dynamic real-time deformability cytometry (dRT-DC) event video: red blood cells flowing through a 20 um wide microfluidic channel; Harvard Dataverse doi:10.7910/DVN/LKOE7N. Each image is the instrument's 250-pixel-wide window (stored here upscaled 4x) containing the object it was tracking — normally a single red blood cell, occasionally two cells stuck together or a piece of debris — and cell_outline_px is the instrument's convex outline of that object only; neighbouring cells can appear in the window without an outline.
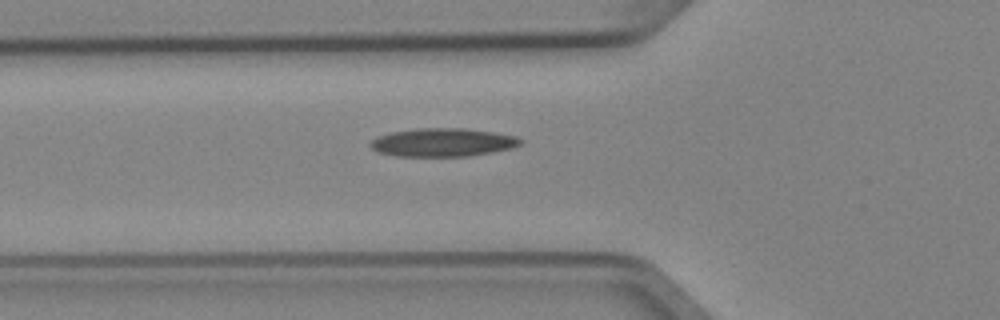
{"species": "Egyptian fruit bat (a non-hibernating species)", "species_latin": "Rousettus aegyptiacus", "temperature_condition": "cold", "stored_images_in_passage": 4, "camera_frame_rate_fps": 3000, "um_per_image_px": 0.085, "animal": {"sex": "female"}, "frame": {"image": 1, "passage_image": 4, "time_ms": 1.0, "image_size_px": [1000, 320], "cell_outline_px": [[524, 140], [520, 144], [512, 148], [492, 152], [468, 156], [396, 156], [376, 152], [368, 144], [376, 136], [392, 132], [416, 128], [464, 128], [492, 132], [516, 136]], "centroid_in_image_um": [37.6, 12.1], "position_along_channel_um": 88.2, "area_um2": 24.85}}